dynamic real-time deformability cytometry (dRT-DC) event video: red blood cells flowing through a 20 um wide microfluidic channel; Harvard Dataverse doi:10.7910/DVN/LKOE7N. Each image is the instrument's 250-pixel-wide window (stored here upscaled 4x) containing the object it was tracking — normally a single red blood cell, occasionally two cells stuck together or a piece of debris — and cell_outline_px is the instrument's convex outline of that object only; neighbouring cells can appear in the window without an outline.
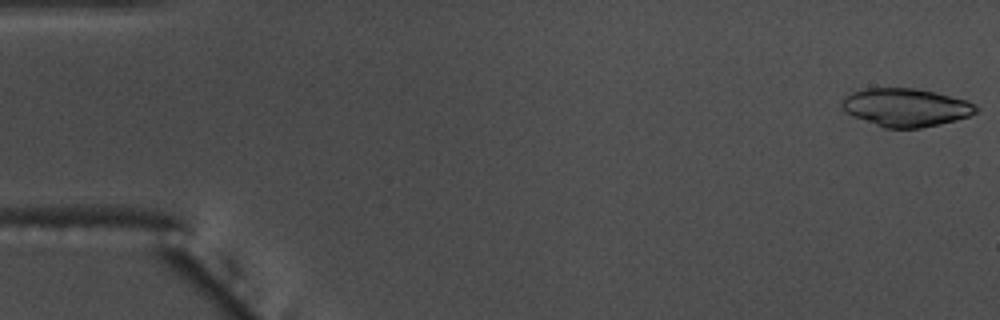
{"species": "common noctule bat (a hibernating species)", "species_latin": "Nyctalus noctula", "temperature_condition": "warm", "stored_images_in_passage": 55, "camera_frame_rate_fps": 3000, "um_per_image_px": 0.085, "animal": {"sex": "male", "body_mass_g": 17.5, "forearm_length_mm": 52.3}, "frame": {"image": 1, "passage_image": 1, "time_ms": 0.0, "image_size_px": [1000, 320], "cell_outline_px": [[980, 108], [976, 112], [968, 116], [956, 120], [940, 124], [920, 128], [884, 128], [852, 116], [844, 112], [840, 104], [840, 100], [844, 96], [852, 92], [864, 88], [916, 88], [936, 92], [968, 100], [976, 104]], "centroid_in_image_um": [76.98, 9.12], "position_along_channel_um": 8.0, "area_um2": 30.23}}
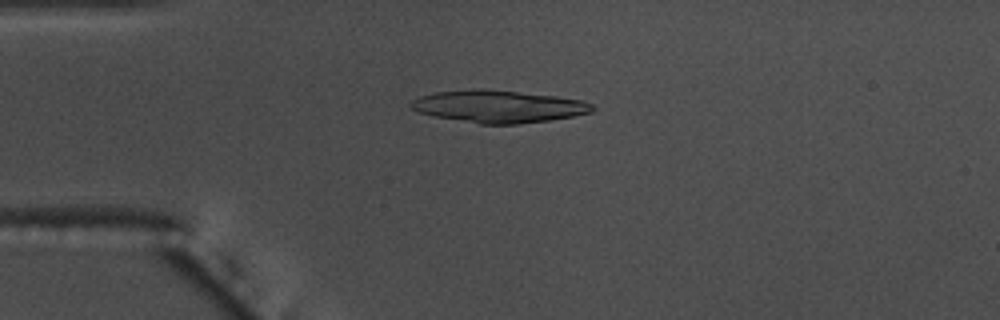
{"frame": {"image": 2, "passage_image": 14, "time_ms": 4.333, "image_size_px": [1000, 320], "cell_outline_px": [[596, 108], [592, 112], [572, 116], [548, 120], [516, 124], [480, 124], [432, 116], [416, 112], [408, 104], [412, 100], [420, 96], [436, 92], [472, 88], [484, 88], [556, 96], [580, 100], [592, 104]], "centroid_in_image_um": [42.31, 9.04], "position_along_channel_um": 42.7, "area_um2": 34.33}}